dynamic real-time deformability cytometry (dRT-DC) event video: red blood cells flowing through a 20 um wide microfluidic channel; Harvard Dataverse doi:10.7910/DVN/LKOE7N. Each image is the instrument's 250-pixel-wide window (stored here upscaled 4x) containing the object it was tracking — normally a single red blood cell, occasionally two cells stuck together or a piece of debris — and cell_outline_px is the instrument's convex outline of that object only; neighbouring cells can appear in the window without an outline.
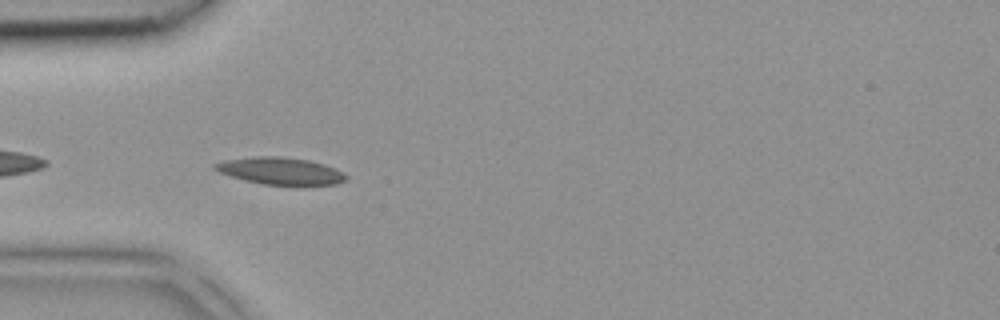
{"species": "common noctule bat (a hibernating species)", "species_latin": "Nyctalus noctula", "temperature_condition": "room temperature", "stored_images_in_passage": 3, "camera_frame_rate_fps": 3000, "um_per_image_px": 0.085, "animal": {"sex": "female", "body_mass_g": 18.4}, "frame": {"image": 1, "passage_image": 3, "time_ms": 0.667, "image_size_px": [1000, 320], "cell_outline_px": [[348, 176], [344, 180], [336, 184], [304, 188], [296, 188], [260, 184], [244, 180], [220, 172], [212, 168], [212, 164], [224, 160], [256, 156], [280, 156], [308, 160], [324, 164], [336, 168], [344, 172]], "centroid_in_image_um": [23.9, 14.58], "position_along_channel_um": 61.1, "area_um2": 21.73}}